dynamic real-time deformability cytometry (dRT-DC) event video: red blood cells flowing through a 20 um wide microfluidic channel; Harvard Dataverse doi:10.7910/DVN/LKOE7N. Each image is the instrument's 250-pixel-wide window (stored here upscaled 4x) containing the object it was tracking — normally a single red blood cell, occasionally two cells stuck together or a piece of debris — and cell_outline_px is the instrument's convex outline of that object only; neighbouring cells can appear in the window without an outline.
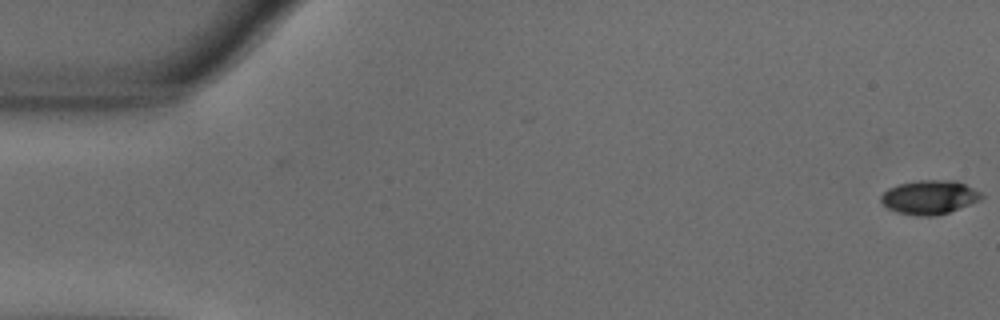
{"species": "common noctule bat (a hibernating species)", "species_latin": "Nyctalus noctula", "temperature_condition": "warm", "stored_images_in_passage": 56, "camera_frame_rate_fps": 3000, "um_per_image_px": 0.085, "animal": {"sex": "male", "body_mass_g": 18.8}, "frame": {"image": 1, "passage_image": 1, "time_ms": 0.0, "image_size_px": [1000, 320], "cell_outline_px": [[984, 196], [980, 200], [948, 212], [932, 216], [916, 216], [896, 212], [888, 208], [880, 200], [880, 196], [888, 188], [900, 184], [920, 180], [956, 180], [980, 192]], "centroid_in_image_um": [78.98, 16.76], "position_along_channel_um": 6.0, "area_um2": 19.71}}
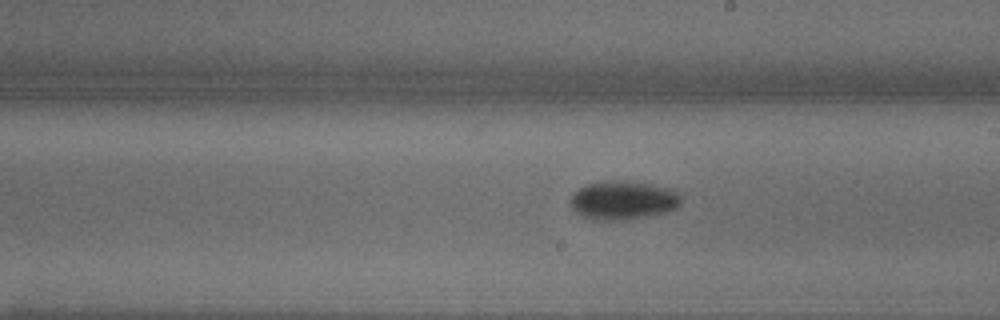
{"frame": {"image": 2, "passage_image": 32, "time_ms": 10.333, "image_size_px": [1000, 320], "cell_outline_px": [[680, 204], [676, 208], [664, 212], [624, 220], [600, 220], [580, 216], [572, 208], [568, 200], [580, 188], [588, 184], [600, 180], [636, 180], [676, 188], [680, 192]], "centroid_in_image_um": [52.99, 16.97], "position_along_channel_um": 236.0, "area_um2": 25.55}}
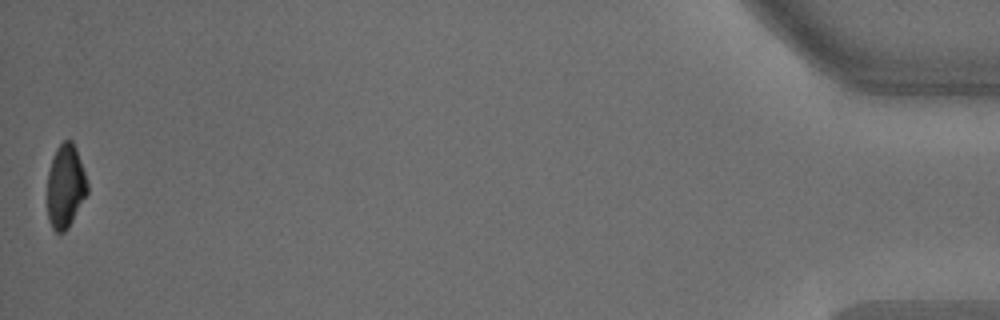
{"frame": {"image": 3, "passage_image": 56, "time_ms": 18.333, "image_size_px": [1000, 320], "cell_outline_px": [[88, 192], [68, 228], [64, 232], [56, 232], [52, 228], [48, 220], [48, 172], [56, 148], [64, 140], [72, 140], [76, 148], [88, 184]], "centroid_in_image_um": [5.56, 15.84], "position_along_channel_um": 429.6, "area_um2": 19.31}, "authors_computed_cell_mechanics": {"area_um2": 21.3282, "velocity_mm_per_s": 3.6217, "shape_relaxation_time_tau1_ms": 4.3803, "shape_relaxation_time_tau2_ms": null, "deformation_change_tau1": 0.1744, "deformation_change_tau2": null}}